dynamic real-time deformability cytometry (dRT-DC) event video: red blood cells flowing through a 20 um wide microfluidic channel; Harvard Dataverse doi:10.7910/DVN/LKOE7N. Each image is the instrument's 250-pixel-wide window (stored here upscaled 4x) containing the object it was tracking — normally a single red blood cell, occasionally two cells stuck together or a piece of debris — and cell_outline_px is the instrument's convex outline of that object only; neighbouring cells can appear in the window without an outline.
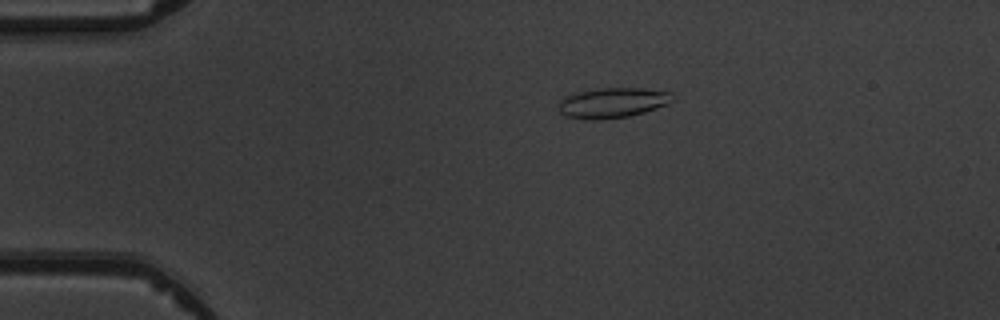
{"species": "common noctule bat (a hibernating species)", "species_latin": "Nyctalus noctula", "temperature_condition": "warm", "stored_images_in_passage": 4, "camera_frame_rate_fps": 3000, "um_per_image_px": 0.085, "animal": {"sex": "male", "body_mass_g": 19.5, "forearm_length_mm": 54.6}, "frame": {"image": 1, "passage_image": 1, "time_ms": 0.0, "image_size_px": [1000, 320], "cell_outline_px": [[672, 100], [668, 104], [644, 112], [628, 116], [596, 120], [568, 116], [560, 112], [560, 100], [564, 96], [572, 92], [600, 88], [640, 88], [668, 92]], "centroid_in_image_um": [52.02, 8.72], "position_along_channel_um": 33.0, "area_um2": 19.71}}
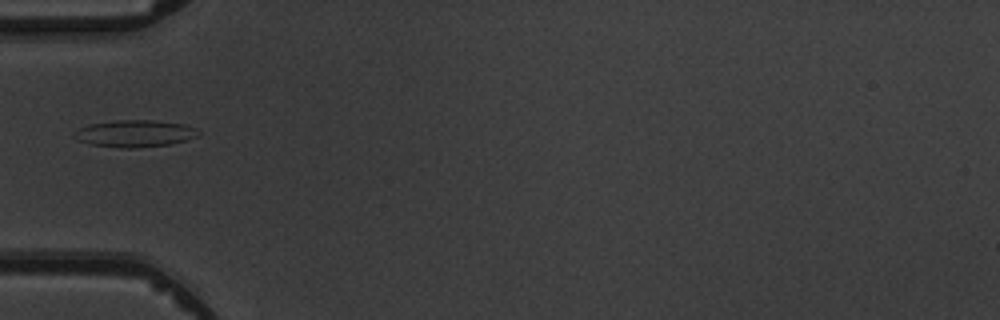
{"frame": {"image": 2, "passage_image": 3, "time_ms": 2.333, "image_size_px": [1000, 320], "cell_outline_px": [[200, 136], [188, 140], [168, 144], [136, 148], [120, 148], [92, 144], [76, 140], [72, 136], [80, 128], [88, 124], [116, 120], [152, 120], [184, 124], [196, 128], [200, 132]], "centroid_in_image_um": [11.49, 11.35], "position_along_channel_um": 73.5, "area_um2": 19.59}}